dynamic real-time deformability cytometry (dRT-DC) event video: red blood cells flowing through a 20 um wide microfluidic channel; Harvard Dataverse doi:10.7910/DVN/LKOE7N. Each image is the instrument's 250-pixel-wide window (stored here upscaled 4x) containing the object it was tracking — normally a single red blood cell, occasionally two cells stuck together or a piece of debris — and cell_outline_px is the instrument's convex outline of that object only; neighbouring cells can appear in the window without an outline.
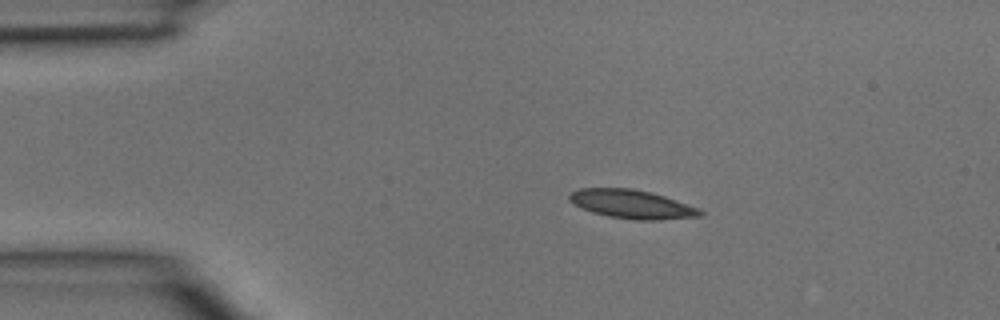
{"species": "common noctule bat (a hibernating species)", "species_latin": "Nyctalus noctula", "temperature_condition": "room temperature", "stored_images_in_passage": 3, "camera_frame_rate_fps": 3000, "um_per_image_px": 0.085, "animal": {"sex": "male", "body_mass_g": 15.6}, "frame": {"image": 1, "passage_image": 2, "time_ms": 0.333, "image_size_px": [1000, 320], "cell_outline_px": [[704, 216], [660, 220], [636, 220], [608, 216], [592, 212], [572, 204], [568, 200], [568, 196], [572, 192], [580, 188], [632, 188], [664, 196], [700, 208], [704, 212]], "centroid_in_image_um": [53.72, 17.36], "position_along_channel_um": 31.3, "area_um2": 21.96}}